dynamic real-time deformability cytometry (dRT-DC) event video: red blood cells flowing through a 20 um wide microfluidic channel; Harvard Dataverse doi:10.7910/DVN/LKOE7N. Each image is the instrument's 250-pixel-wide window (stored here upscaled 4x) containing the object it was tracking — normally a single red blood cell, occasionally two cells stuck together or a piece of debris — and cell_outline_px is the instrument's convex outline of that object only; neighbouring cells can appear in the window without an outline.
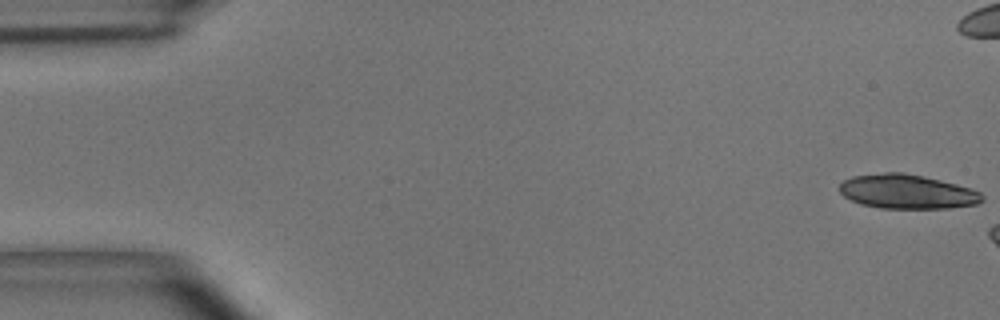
{"species": "common noctule bat (a hibernating species)", "species_latin": "Nyctalus noctula", "temperature_condition": "room temperature", "stored_images_in_passage": 7, "camera_frame_rate_fps": 3000, "um_per_image_px": 0.085, "animal": {"sex": "male", "body_mass_g": 15.6}, "frame": {"image": 1, "passage_image": 1, "time_ms": 0.0, "image_size_px": [1000, 320], "cell_outline_px": [[984, 200], [976, 204], [948, 208], [880, 208], [860, 204], [844, 196], [840, 192], [840, 184], [844, 180], [852, 176], [884, 172], [904, 172], [924, 176], [972, 188], [980, 192], [984, 196]], "centroid_in_image_um": [77.11, 16.28], "position_along_channel_um": 7.9, "area_um2": 28.55}}